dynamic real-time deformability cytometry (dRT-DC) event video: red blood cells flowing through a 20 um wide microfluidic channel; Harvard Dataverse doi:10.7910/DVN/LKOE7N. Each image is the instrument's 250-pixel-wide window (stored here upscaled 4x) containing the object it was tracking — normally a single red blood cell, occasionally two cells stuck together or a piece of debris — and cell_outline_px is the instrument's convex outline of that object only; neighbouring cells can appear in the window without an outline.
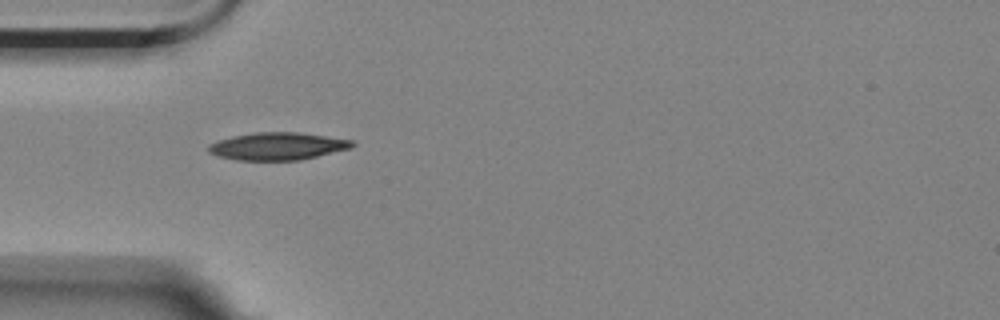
{"species": "Egyptian fruit bat (a non-hibernating species)", "species_latin": "Rousettus aegyptiacus", "temperature_condition": "room temperature", "stored_images_in_passage": 35, "camera_frame_rate_fps": 3000, "um_per_image_px": 0.085, "animal": {"sex": "female"}, "frame": {"image": 1, "passage_image": 1, "time_ms": 0.0, "image_size_px": [1000, 320], "cell_outline_px": [[356, 144], [352, 148], [300, 160], [236, 160], [216, 156], [208, 152], [208, 144], [216, 140], [232, 136], [256, 132], [296, 132], [352, 140]], "centroid_in_image_um": [23.55, 12.43], "position_along_channel_um": 61.4, "area_um2": 23.12}}
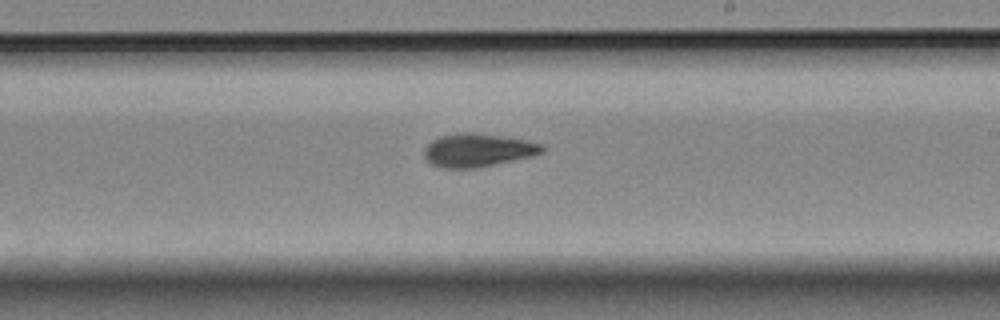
{"frame": {"image": 2, "passage_image": 17, "time_ms": 5.333, "image_size_px": [1000, 320], "cell_outline_px": [[544, 152], [532, 156], [476, 168], [444, 168], [432, 164], [424, 156], [424, 148], [432, 140], [440, 136], [460, 132], [472, 132], [500, 136], [524, 140], [544, 144]], "centroid_in_image_um": [40.61, 12.76], "position_along_channel_um": 248.4, "area_um2": 22.72}}
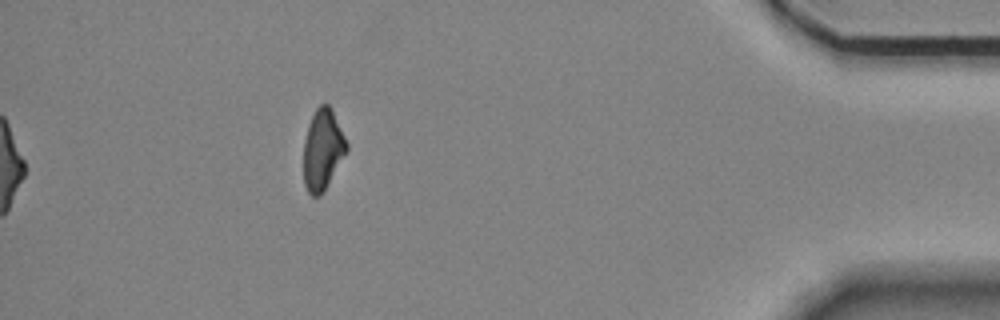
{"frame": {"image": 3, "passage_image": 35, "time_ms": 11.333, "image_size_px": [1000, 320], "cell_outline_px": [[348, 148], [324, 192], [320, 196], [312, 196], [308, 192], [304, 184], [304, 140], [308, 124], [316, 108], [320, 104], [328, 104], [332, 108], [348, 144]], "centroid_in_image_um": [27.42, 12.71], "position_along_channel_um": 407.8, "area_um2": 20.23}, "authors_computed_cell_mechanics": {"area_um2": 22.4264, "velocity_mm_per_s": 3.5193, "shape_relaxation_time_tau1_ms": 3.5025, "shape_relaxation_time_tau2_ms": 4.5435, "deformation_change_tau1": 0.1594, "deformation_change_tau2": 0.1126}}